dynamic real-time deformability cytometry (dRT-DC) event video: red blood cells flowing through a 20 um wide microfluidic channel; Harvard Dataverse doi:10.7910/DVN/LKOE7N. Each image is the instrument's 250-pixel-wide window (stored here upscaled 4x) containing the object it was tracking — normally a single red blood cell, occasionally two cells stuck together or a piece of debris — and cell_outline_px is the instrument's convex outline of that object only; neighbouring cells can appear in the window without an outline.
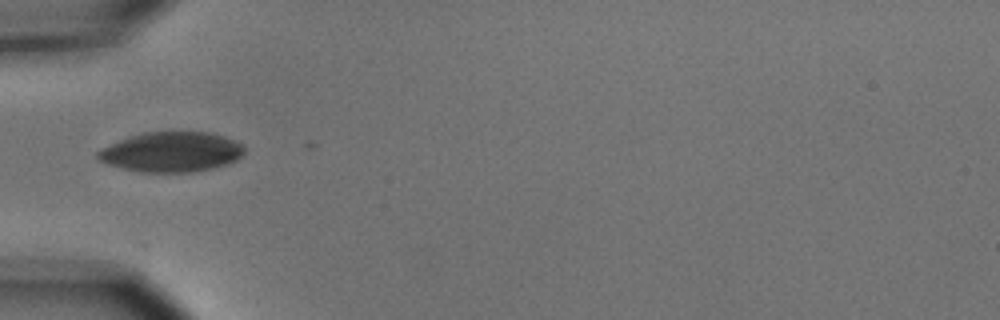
{"species": "common noctule bat (a hibernating species)", "species_latin": "Nyctalus noctula", "temperature_condition": "cold", "stored_images_in_passage": 4, "camera_frame_rate_fps": 3000, "um_per_image_px": 0.085, "animal": {"sex": "male", "body_mass_g": 15.6}, "frame": {"image": 1, "passage_image": 1, "time_ms": 0.0, "image_size_px": [1000, 320], "cell_outline_px": [[244, 152], [236, 160], [228, 164], [212, 168], [192, 172], [140, 172], [108, 164], [100, 160], [96, 156], [96, 152], [128, 136], [144, 132], [208, 132], [224, 136], [244, 144]], "centroid_in_image_um": [14.6, 12.91], "position_along_channel_um": 70.4, "area_um2": 33.99}}